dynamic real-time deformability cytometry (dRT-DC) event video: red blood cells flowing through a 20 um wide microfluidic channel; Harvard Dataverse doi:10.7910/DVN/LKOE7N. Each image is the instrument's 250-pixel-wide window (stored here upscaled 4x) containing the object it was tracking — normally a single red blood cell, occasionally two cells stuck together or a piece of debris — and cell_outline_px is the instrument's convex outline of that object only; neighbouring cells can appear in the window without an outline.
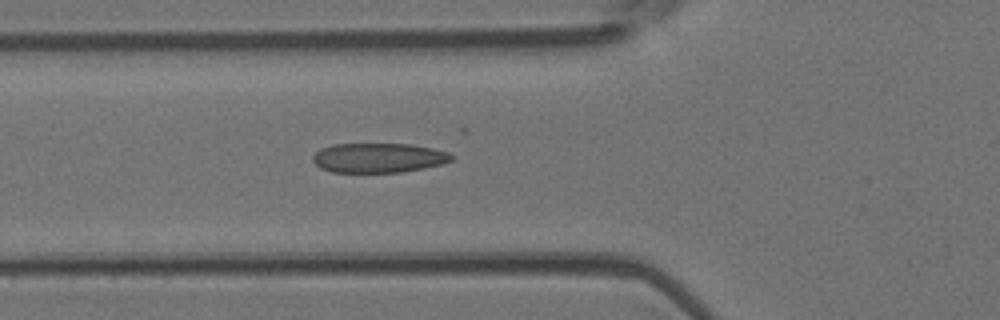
{"species": "Egyptian fruit bat (a non-hibernating species)", "species_latin": "Rousettus aegyptiacus", "temperature_condition": "room temperature", "stored_images_in_passage": 39, "camera_frame_rate_fps": 3000, "um_per_image_px": 0.085, "animal": {"sex": "female"}, "frame": {"image": 1, "passage_image": 8, "time_ms": 2.333, "image_size_px": [1000, 320], "cell_outline_px": [[456, 156], [452, 160], [440, 164], [424, 168], [404, 172], [332, 172], [320, 168], [312, 160], [312, 156], [320, 148], [332, 144], [412, 144], [432, 148], [448, 152]], "centroid_in_image_um": [32.17, 13.41], "position_along_channel_um": 93.6, "area_um2": 24.04}}
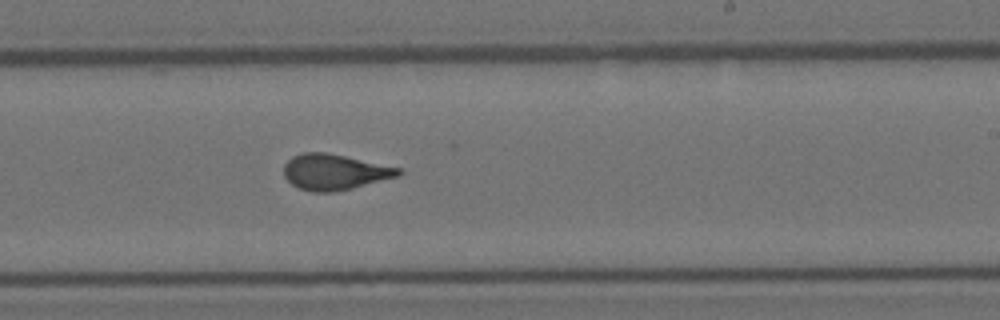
{"frame": {"image": 2, "passage_image": 20, "time_ms": 6.333, "image_size_px": [1000, 320], "cell_outline_px": [[404, 172], [400, 176], [352, 188], [332, 192], [312, 192], [300, 188], [292, 184], [284, 176], [284, 164], [292, 156], [304, 152], [328, 152], [400, 168]], "centroid_in_image_um": [28.44, 14.61], "position_along_channel_um": 260.6, "area_um2": 23.87}}
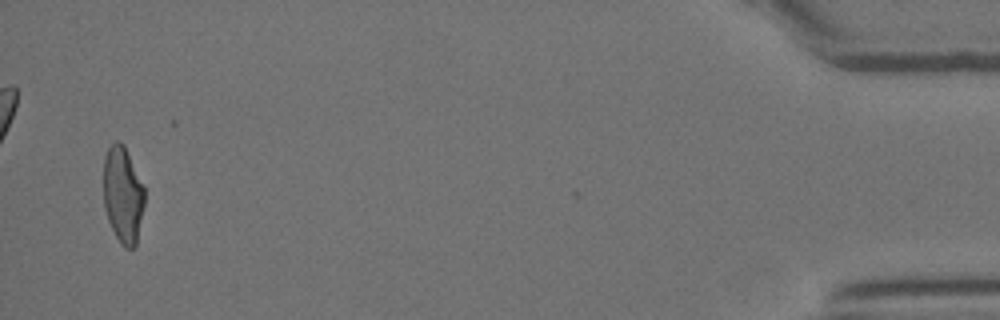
{"frame": {"image": 3, "passage_image": 38, "time_ms": 12.333, "image_size_px": [1000, 320], "cell_outline_px": [[144, 204], [136, 244], [132, 248], [124, 248], [120, 244], [108, 220], [104, 208], [104, 156], [108, 148], [116, 140], [124, 144], [144, 188]], "centroid_in_image_um": [10.43, 16.56], "position_along_channel_um": 424.8, "area_um2": 22.89}, "authors_computed_cell_mechanics": {"area_um2": 23.8136, "velocity_mm_per_s": 4.1717, "shape_relaxation_time_tau1_ms": 8.2848, "shape_relaxation_time_tau2_ms": 0.5724, "deformation_change_tau1": 0.2309, "deformation_change_tau2": 0.0718}}